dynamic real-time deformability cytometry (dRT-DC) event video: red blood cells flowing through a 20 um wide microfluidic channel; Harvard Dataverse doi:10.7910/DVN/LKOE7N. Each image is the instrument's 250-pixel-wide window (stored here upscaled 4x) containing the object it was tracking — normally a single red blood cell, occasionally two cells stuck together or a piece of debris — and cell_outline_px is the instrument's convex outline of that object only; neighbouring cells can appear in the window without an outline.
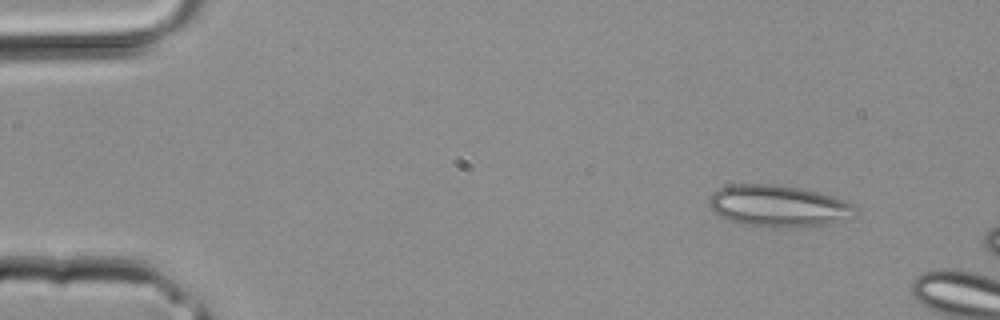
{"species": "common noctule bat (a hibernating species)", "species_latin": "Nyctalus noctula", "temperature_condition": "room temperature", "stored_images_in_passage": 3, "camera_frame_rate_fps": 3000, "um_per_image_px": 0.085, "animal": {"sex": "male", "body_mass_g": 20.4}, "frame": {"image": 1, "passage_image": 1, "time_ms": 0.0, "image_size_px": [1000, 320], "cell_outline_px": [[856, 212], [824, 224], [788, 228], [780, 228], [740, 224], [728, 220], [720, 216], [708, 204], [708, 200], [712, 192], [720, 188], [732, 184], [776, 184], [816, 192], [832, 196], [844, 200], [852, 204], [856, 208]], "centroid_in_image_um": [66.05, 17.5], "position_along_channel_um": 18.9, "area_um2": 34.91}}